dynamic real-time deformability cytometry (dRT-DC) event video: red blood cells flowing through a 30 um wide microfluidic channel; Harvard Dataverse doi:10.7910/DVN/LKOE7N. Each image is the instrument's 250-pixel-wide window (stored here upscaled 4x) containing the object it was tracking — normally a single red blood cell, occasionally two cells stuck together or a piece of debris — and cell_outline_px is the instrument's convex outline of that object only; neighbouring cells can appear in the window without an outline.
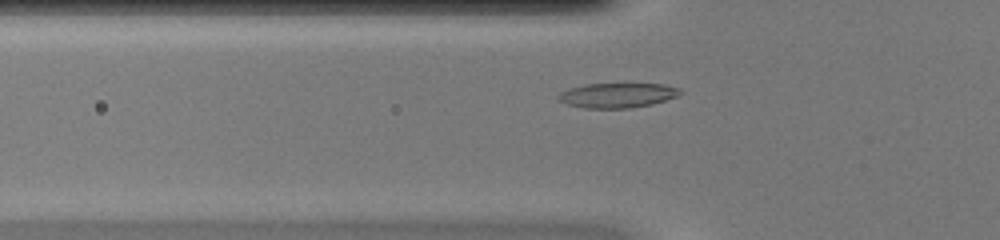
{"species": "common noctule bat (a hibernating species)", "species_latin": "Nyctalus noctula", "temperature_condition": "warm", "stored_images_in_passage": 37, "camera_frame_rate_fps": 3000, "um_per_image_px": 0.085, "animal": {"sex": "female", "body_mass_g": 20.0, "forearm_length_mm": 54.0}, "frame": {"image": 1, "passage_image": 5, "time_ms": 1.333, "image_size_px": [1000, 240], "cell_outline_px": [[684, 92], [680, 96], [652, 104], [628, 108], [584, 108], [568, 104], [556, 100], [556, 96], [560, 92], [568, 88], [584, 84], [664, 84], [680, 88]], "centroid_in_image_um": [52.48, 8.09], "position_along_channel_um": 73.3, "area_um2": 17.8}}
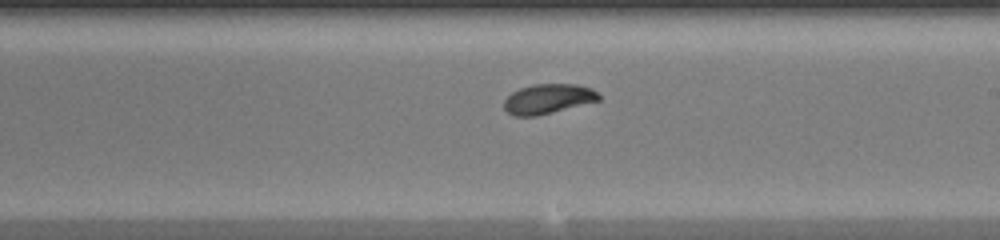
{"frame": {"image": 2, "passage_image": 17, "time_ms": 5.333, "image_size_px": [1000, 240], "cell_outline_px": [[600, 100], [536, 116], [512, 116], [504, 108], [504, 100], [512, 92], [520, 88], [532, 84], [576, 84], [592, 88], [600, 96]], "centroid_in_image_um": [46.56, 8.4], "position_along_channel_um": 242.4, "area_um2": 16.36}}
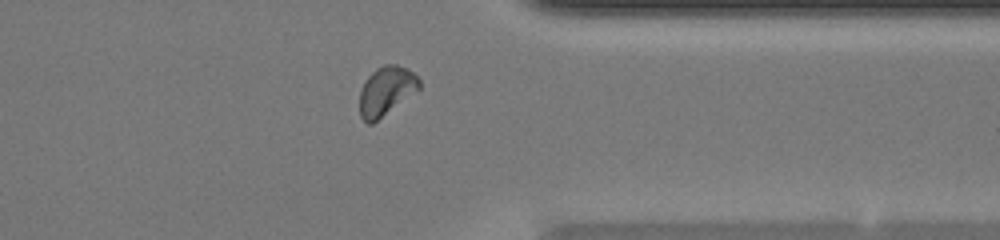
{"frame": {"image": 3, "passage_image": 27, "time_ms": 8.667, "image_size_px": [1000, 240], "cell_outline_px": [[420, 88], [372, 124], [368, 124], [360, 116], [360, 88], [364, 80], [376, 68], [384, 64], [396, 64], [408, 68], [420, 80]], "centroid_in_image_um": [32.8, 7.71], "position_along_channel_um": 378.6, "area_um2": 16.94}, "authors_computed_cell_mechanics": {"area_um2": 16.7042, "velocity_mm_per_s": 4.2308, "shape_relaxation_time_tau1_ms": 3.8784, "shape_relaxation_time_tau2_ms": 0.854, "deformation_change_tau1": 0.1334, "deformation_change_tau2": 0.0435}}